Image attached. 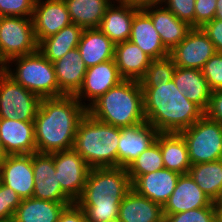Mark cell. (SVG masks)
Returning <instances> with one entry per match:
<instances>
[{"label": "cell", "mask_w": 222, "mask_h": 222, "mask_svg": "<svg viewBox=\"0 0 222 222\" xmlns=\"http://www.w3.org/2000/svg\"><path fill=\"white\" fill-rule=\"evenodd\" d=\"M86 113L74 95L42 98L34 119L36 152L73 149L78 124Z\"/></svg>", "instance_id": "obj_1"}, {"label": "cell", "mask_w": 222, "mask_h": 222, "mask_svg": "<svg viewBox=\"0 0 222 222\" xmlns=\"http://www.w3.org/2000/svg\"><path fill=\"white\" fill-rule=\"evenodd\" d=\"M131 188L126 169L91 168L75 203L84 211L86 222H108L118 218L120 203Z\"/></svg>", "instance_id": "obj_2"}, {"label": "cell", "mask_w": 222, "mask_h": 222, "mask_svg": "<svg viewBox=\"0 0 222 222\" xmlns=\"http://www.w3.org/2000/svg\"><path fill=\"white\" fill-rule=\"evenodd\" d=\"M141 88L146 122L160 133H179L204 115L196 104L179 92L173 79L155 87Z\"/></svg>", "instance_id": "obj_3"}, {"label": "cell", "mask_w": 222, "mask_h": 222, "mask_svg": "<svg viewBox=\"0 0 222 222\" xmlns=\"http://www.w3.org/2000/svg\"><path fill=\"white\" fill-rule=\"evenodd\" d=\"M87 113L114 127H130L146 122L143 90L137 80H123L94 101Z\"/></svg>", "instance_id": "obj_4"}, {"label": "cell", "mask_w": 222, "mask_h": 222, "mask_svg": "<svg viewBox=\"0 0 222 222\" xmlns=\"http://www.w3.org/2000/svg\"><path fill=\"white\" fill-rule=\"evenodd\" d=\"M120 134L121 128L86 113L78 124L73 149L90 168L118 167Z\"/></svg>", "instance_id": "obj_5"}, {"label": "cell", "mask_w": 222, "mask_h": 222, "mask_svg": "<svg viewBox=\"0 0 222 222\" xmlns=\"http://www.w3.org/2000/svg\"><path fill=\"white\" fill-rule=\"evenodd\" d=\"M2 69L25 89L41 98L59 97L53 63L39 50L10 59Z\"/></svg>", "instance_id": "obj_6"}, {"label": "cell", "mask_w": 222, "mask_h": 222, "mask_svg": "<svg viewBox=\"0 0 222 222\" xmlns=\"http://www.w3.org/2000/svg\"><path fill=\"white\" fill-rule=\"evenodd\" d=\"M184 138L191 165L222 159V124L203 115L179 132Z\"/></svg>", "instance_id": "obj_7"}, {"label": "cell", "mask_w": 222, "mask_h": 222, "mask_svg": "<svg viewBox=\"0 0 222 222\" xmlns=\"http://www.w3.org/2000/svg\"><path fill=\"white\" fill-rule=\"evenodd\" d=\"M38 50L32 17L3 16L0 22V68L10 59Z\"/></svg>", "instance_id": "obj_8"}, {"label": "cell", "mask_w": 222, "mask_h": 222, "mask_svg": "<svg viewBox=\"0 0 222 222\" xmlns=\"http://www.w3.org/2000/svg\"><path fill=\"white\" fill-rule=\"evenodd\" d=\"M41 100L0 68V118L34 121Z\"/></svg>", "instance_id": "obj_9"}, {"label": "cell", "mask_w": 222, "mask_h": 222, "mask_svg": "<svg viewBox=\"0 0 222 222\" xmlns=\"http://www.w3.org/2000/svg\"><path fill=\"white\" fill-rule=\"evenodd\" d=\"M53 161L61 189L75 202L83 192L91 168L74 149L54 152Z\"/></svg>", "instance_id": "obj_10"}, {"label": "cell", "mask_w": 222, "mask_h": 222, "mask_svg": "<svg viewBox=\"0 0 222 222\" xmlns=\"http://www.w3.org/2000/svg\"><path fill=\"white\" fill-rule=\"evenodd\" d=\"M216 53L213 42L201 27H193L187 36L170 51L176 67L202 69Z\"/></svg>", "instance_id": "obj_11"}, {"label": "cell", "mask_w": 222, "mask_h": 222, "mask_svg": "<svg viewBox=\"0 0 222 222\" xmlns=\"http://www.w3.org/2000/svg\"><path fill=\"white\" fill-rule=\"evenodd\" d=\"M34 190L32 197L58 203H75L62 189L57 178L53 153H32Z\"/></svg>", "instance_id": "obj_12"}, {"label": "cell", "mask_w": 222, "mask_h": 222, "mask_svg": "<svg viewBox=\"0 0 222 222\" xmlns=\"http://www.w3.org/2000/svg\"><path fill=\"white\" fill-rule=\"evenodd\" d=\"M123 80L119 74L115 59L99 63L87 68L82 86L74 97L84 107L88 108L110 88L117 86Z\"/></svg>", "instance_id": "obj_13"}, {"label": "cell", "mask_w": 222, "mask_h": 222, "mask_svg": "<svg viewBox=\"0 0 222 222\" xmlns=\"http://www.w3.org/2000/svg\"><path fill=\"white\" fill-rule=\"evenodd\" d=\"M1 183L21 199L31 198L34 190L32 154L6 155L0 159Z\"/></svg>", "instance_id": "obj_14"}, {"label": "cell", "mask_w": 222, "mask_h": 222, "mask_svg": "<svg viewBox=\"0 0 222 222\" xmlns=\"http://www.w3.org/2000/svg\"><path fill=\"white\" fill-rule=\"evenodd\" d=\"M32 21L37 43L72 24L64 0H36Z\"/></svg>", "instance_id": "obj_15"}, {"label": "cell", "mask_w": 222, "mask_h": 222, "mask_svg": "<svg viewBox=\"0 0 222 222\" xmlns=\"http://www.w3.org/2000/svg\"><path fill=\"white\" fill-rule=\"evenodd\" d=\"M159 133L148 122L122 127L118 145V167L126 169L139 155L156 142Z\"/></svg>", "instance_id": "obj_16"}, {"label": "cell", "mask_w": 222, "mask_h": 222, "mask_svg": "<svg viewBox=\"0 0 222 222\" xmlns=\"http://www.w3.org/2000/svg\"><path fill=\"white\" fill-rule=\"evenodd\" d=\"M0 141L5 156L35 153L34 121L0 118Z\"/></svg>", "instance_id": "obj_17"}, {"label": "cell", "mask_w": 222, "mask_h": 222, "mask_svg": "<svg viewBox=\"0 0 222 222\" xmlns=\"http://www.w3.org/2000/svg\"><path fill=\"white\" fill-rule=\"evenodd\" d=\"M141 8L151 17L153 26L161 37L164 47L170 52L193 28L188 23L179 20L162 3L146 4Z\"/></svg>", "instance_id": "obj_18"}, {"label": "cell", "mask_w": 222, "mask_h": 222, "mask_svg": "<svg viewBox=\"0 0 222 222\" xmlns=\"http://www.w3.org/2000/svg\"><path fill=\"white\" fill-rule=\"evenodd\" d=\"M217 207L189 176L181 174L172 195L163 206V214H176L191 209Z\"/></svg>", "instance_id": "obj_19"}, {"label": "cell", "mask_w": 222, "mask_h": 222, "mask_svg": "<svg viewBox=\"0 0 222 222\" xmlns=\"http://www.w3.org/2000/svg\"><path fill=\"white\" fill-rule=\"evenodd\" d=\"M141 6L126 0H114L107 8L99 29L114 43L128 41L135 13Z\"/></svg>", "instance_id": "obj_20"}, {"label": "cell", "mask_w": 222, "mask_h": 222, "mask_svg": "<svg viewBox=\"0 0 222 222\" xmlns=\"http://www.w3.org/2000/svg\"><path fill=\"white\" fill-rule=\"evenodd\" d=\"M180 175L176 171L163 168L138 176L131 185L138 194L163 207L174 192Z\"/></svg>", "instance_id": "obj_21"}, {"label": "cell", "mask_w": 222, "mask_h": 222, "mask_svg": "<svg viewBox=\"0 0 222 222\" xmlns=\"http://www.w3.org/2000/svg\"><path fill=\"white\" fill-rule=\"evenodd\" d=\"M129 41L139 46L152 60L170 56L153 26L151 17L142 8L133 17Z\"/></svg>", "instance_id": "obj_22"}, {"label": "cell", "mask_w": 222, "mask_h": 222, "mask_svg": "<svg viewBox=\"0 0 222 222\" xmlns=\"http://www.w3.org/2000/svg\"><path fill=\"white\" fill-rule=\"evenodd\" d=\"M53 66L59 86V97L75 95L81 88L87 71L78 48L68 51L62 58L53 62Z\"/></svg>", "instance_id": "obj_23"}, {"label": "cell", "mask_w": 222, "mask_h": 222, "mask_svg": "<svg viewBox=\"0 0 222 222\" xmlns=\"http://www.w3.org/2000/svg\"><path fill=\"white\" fill-rule=\"evenodd\" d=\"M122 222H164L163 207L130 189L119 206Z\"/></svg>", "instance_id": "obj_24"}, {"label": "cell", "mask_w": 222, "mask_h": 222, "mask_svg": "<svg viewBox=\"0 0 222 222\" xmlns=\"http://www.w3.org/2000/svg\"><path fill=\"white\" fill-rule=\"evenodd\" d=\"M77 48L87 68L114 59L115 44L99 28L83 29Z\"/></svg>", "instance_id": "obj_25"}, {"label": "cell", "mask_w": 222, "mask_h": 222, "mask_svg": "<svg viewBox=\"0 0 222 222\" xmlns=\"http://www.w3.org/2000/svg\"><path fill=\"white\" fill-rule=\"evenodd\" d=\"M114 59L120 76L125 80H137L145 75L152 59L131 41L115 44Z\"/></svg>", "instance_id": "obj_26"}, {"label": "cell", "mask_w": 222, "mask_h": 222, "mask_svg": "<svg viewBox=\"0 0 222 222\" xmlns=\"http://www.w3.org/2000/svg\"><path fill=\"white\" fill-rule=\"evenodd\" d=\"M173 81L180 93H184L203 112L206 111L212 91L200 69L176 67Z\"/></svg>", "instance_id": "obj_27"}, {"label": "cell", "mask_w": 222, "mask_h": 222, "mask_svg": "<svg viewBox=\"0 0 222 222\" xmlns=\"http://www.w3.org/2000/svg\"><path fill=\"white\" fill-rule=\"evenodd\" d=\"M156 142L160 146L164 168L179 174H188L191 162L187 144L180 133H159Z\"/></svg>", "instance_id": "obj_28"}, {"label": "cell", "mask_w": 222, "mask_h": 222, "mask_svg": "<svg viewBox=\"0 0 222 222\" xmlns=\"http://www.w3.org/2000/svg\"><path fill=\"white\" fill-rule=\"evenodd\" d=\"M73 203H58L34 197L22 199L12 222H57L63 210Z\"/></svg>", "instance_id": "obj_29"}, {"label": "cell", "mask_w": 222, "mask_h": 222, "mask_svg": "<svg viewBox=\"0 0 222 222\" xmlns=\"http://www.w3.org/2000/svg\"><path fill=\"white\" fill-rule=\"evenodd\" d=\"M83 28L76 24L63 27L55 35L41 40L38 50L50 62L62 58L68 51L78 47Z\"/></svg>", "instance_id": "obj_30"}, {"label": "cell", "mask_w": 222, "mask_h": 222, "mask_svg": "<svg viewBox=\"0 0 222 222\" xmlns=\"http://www.w3.org/2000/svg\"><path fill=\"white\" fill-rule=\"evenodd\" d=\"M114 0H64L73 24L86 28H98Z\"/></svg>", "instance_id": "obj_31"}, {"label": "cell", "mask_w": 222, "mask_h": 222, "mask_svg": "<svg viewBox=\"0 0 222 222\" xmlns=\"http://www.w3.org/2000/svg\"><path fill=\"white\" fill-rule=\"evenodd\" d=\"M188 174L198 187L217 203L222 196V159L191 165Z\"/></svg>", "instance_id": "obj_32"}, {"label": "cell", "mask_w": 222, "mask_h": 222, "mask_svg": "<svg viewBox=\"0 0 222 222\" xmlns=\"http://www.w3.org/2000/svg\"><path fill=\"white\" fill-rule=\"evenodd\" d=\"M164 168V162L160 146L157 142L152 144L127 168L130 182L132 183L138 176L152 173Z\"/></svg>", "instance_id": "obj_33"}, {"label": "cell", "mask_w": 222, "mask_h": 222, "mask_svg": "<svg viewBox=\"0 0 222 222\" xmlns=\"http://www.w3.org/2000/svg\"><path fill=\"white\" fill-rule=\"evenodd\" d=\"M176 65L174 60L168 56L166 58L152 60L145 75L140 79L141 87H155L164 82H170Z\"/></svg>", "instance_id": "obj_34"}, {"label": "cell", "mask_w": 222, "mask_h": 222, "mask_svg": "<svg viewBox=\"0 0 222 222\" xmlns=\"http://www.w3.org/2000/svg\"><path fill=\"white\" fill-rule=\"evenodd\" d=\"M164 222H218L217 207H203L164 215Z\"/></svg>", "instance_id": "obj_35"}, {"label": "cell", "mask_w": 222, "mask_h": 222, "mask_svg": "<svg viewBox=\"0 0 222 222\" xmlns=\"http://www.w3.org/2000/svg\"><path fill=\"white\" fill-rule=\"evenodd\" d=\"M22 199L10 187L0 184V222H12Z\"/></svg>", "instance_id": "obj_36"}, {"label": "cell", "mask_w": 222, "mask_h": 222, "mask_svg": "<svg viewBox=\"0 0 222 222\" xmlns=\"http://www.w3.org/2000/svg\"><path fill=\"white\" fill-rule=\"evenodd\" d=\"M211 91L222 89V53L216 52L201 69Z\"/></svg>", "instance_id": "obj_37"}, {"label": "cell", "mask_w": 222, "mask_h": 222, "mask_svg": "<svg viewBox=\"0 0 222 222\" xmlns=\"http://www.w3.org/2000/svg\"><path fill=\"white\" fill-rule=\"evenodd\" d=\"M36 0H0L2 16L32 17Z\"/></svg>", "instance_id": "obj_38"}, {"label": "cell", "mask_w": 222, "mask_h": 222, "mask_svg": "<svg viewBox=\"0 0 222 222\" xmlns=\"http://www.w3.org/2000/svg\"><path fill=\"white\" fill-rule=\"evenodd\" d=\"M162 4L179 20L194 27L195 0H163Z\"/></svg>", "instance_id": "obj_39"}, {"label": "cell", "mask_w": 222, "mask_h": 222, "mask_svg": "<svg viewBox=\"0 0 222 222\" xmlns=\"http://www.w3.org/2000/svg\"><path fill=\"white\" fill-rule=\"evenodd\" d=\"M217 0H195L194 27H202L215 18Z\"/></svg>", "instance_id": "obj_40"}, {"label": "cell", "mask_w": 222, "mask_h": 222, "mask_svg": "<svg viewBox=\"0 0 222 222\" xmlns=\"http://www.w3.org/2000/svg\"><path fill=\"white\" fill-rule=\"evenodd\" d=\"M201 28L213 42L216 52L222 53V20L214 18Z\"/></svg>", "instance_id": "obj_41"}, {"label": "cell", "mask_w": 222, "mask_h": 222, "mask_svg": "<svg viewBox=\"0 0 222 222\" xmlns=\"http://www.w3.org/2000/svg\"><path fill=\"white\" fill-rule=\"evenodd\" d=\"M204 115L209 119L222 124V89L212 91Z\"/></svg>", "instance_id": "obj_42"}, {"label": "cell", "mask_w": 222, "mask_h": 222, "mask_svg": "<svg viewBox=\"0 0 222 222\" xmlns=\"http://www.w3.org/2000/svg\"><path fill=\"white\" fill-rule=\"evenodd\" d=\"M57 222H86V216L84 211L73 203L63 210Z\"/></svg>", "instance_id": "obj_43"}, {"label": "cell", "mask_w": 222, "mask_h": 222, "mask_svg": "<svg viewBox=\"0 0 222 222\" xmlns=\"http://www.w3.org/2000/svg\"><path fill=\"white\" fill-rule=\"evenodd\" d=\"M138 6H144L146 4L162 3L163 0H126Z\"/></svg>", "instance_id": "obj_44"}, {"label": "cell", "mask_w": 222, "mask_h": 222, "mask_svg": "<svg viewBox=\"0 0 222 222\" xmlns=\"http://www.w3.org/2000/svg\"><path fill=\"white\" fill-rule=\"evenodd\" d=\"M215 18L222 20V0L216 1V12H215Z\"/></svg>", "instance_id": "obj_45"}, {"label": "cell", "mask_w": 222, "mask_h": 222, "mask_svg": "<svg viewBox=\"0 0 222 222\" xmlns=\"http://www.w3.org/2000/svg\"><path fill=\"white\" fill-rule=\"evenodd\" d=\"M218 208V222H222V206H217Z\"/></svg>", "instance_id": "obj_46"}, {"label": "cell", "mask_w": 222, "mask_h": 222, "mask_svg": "<svg viewBox=\"0 0 222 222\" xmlns=\"http://www.w3.org/2000/svg\"><path fill=\"white\" fill-rule=\"evenodd\" d=\"M5 155H4V152H3V147H2V144H1V141H0V159L3 158Z\"/></svg>", "instance_id": "obj_47"}, {"label": "cell", "mask_w": 222, "mask_h": 222, "mask_svg": "<svg viewBox=\"0 0 222 222\" xmlns=\"http://www.w3.org/2000/svg\"><path fill=\"white\" fill-rule=\"evenodd\" d=\"M217 206H222V196H221V198L217 201Z\"/></svg>", "instance_id": "obj_48"}, {"label": "cell", "mask_w": 222, "mask_h": 222, "mask_svg": "<svg viewBox=\"0 0 222 222\" xmlns=\"http://www.w3.org/2000/svg\"><path fill=\"white\" fill-rule=\"evenodd\" d=\"M108 222H122V221H120V220L117 218V219H115V220H111V221H108Z\"/></svg>", "instance_id": "obj_49"}]
</instances>
